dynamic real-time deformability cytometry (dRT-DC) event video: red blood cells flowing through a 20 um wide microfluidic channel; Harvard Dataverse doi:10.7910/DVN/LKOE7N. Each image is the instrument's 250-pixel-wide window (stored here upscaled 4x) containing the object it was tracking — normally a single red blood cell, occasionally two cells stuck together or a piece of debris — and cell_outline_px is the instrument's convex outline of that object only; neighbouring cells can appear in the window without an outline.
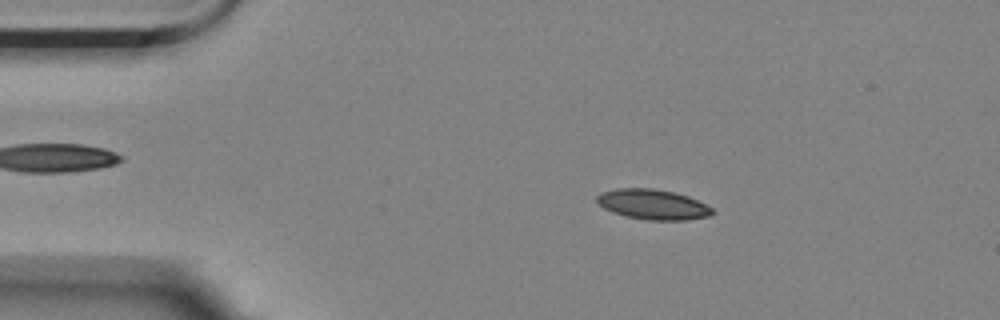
{"species": "Egyptian fruit bat (a non-hibernating species)", "species_latin": "Rousettus aegyptiacus", "temperature_condition": "room temperature", "stored_images_in_passage": 3, "camera_frame_rate_fps": 3000, "um_per_image_px": 0.085, "animal": {"sex": "female"}, "frame": {"image": 1, "passage_image": 1, "time_ms": 0.0, "image_size_px": [1000, 320], "cell_outline_px": [[716, 212], [708, 216], [684, 220], [648, 220], [624, 216], [612, 212], [604, 208], [596, 200], [596, 196], [600, 192], [616, 188], [652, 188], [672, 192], [688, 196], [712, 208]], "centroid_in_image_um": [55.46, 17.37], "position_along_channel_um": 29.5, "area_um2": 20.23}}